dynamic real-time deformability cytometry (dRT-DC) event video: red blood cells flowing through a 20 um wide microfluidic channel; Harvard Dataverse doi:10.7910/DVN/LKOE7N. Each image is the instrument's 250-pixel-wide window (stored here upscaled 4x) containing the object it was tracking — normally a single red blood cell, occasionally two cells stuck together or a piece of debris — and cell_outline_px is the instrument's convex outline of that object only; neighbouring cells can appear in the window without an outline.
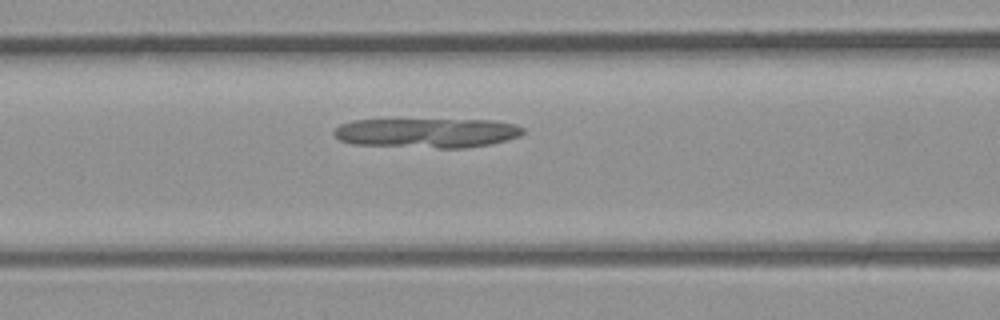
{"species": "common noctule bat (a hibernating species)", "species_latin": "Nyctalus noctula", "temperature_condition": "room temperature", "stored_images_in_passage": 27, "camera_frame_rate_fps": 3000, "um_per_image_px": 0.085, "animal": {"sex": "male", "body_mass_g": 23.1, "forearm_length_mm": 52.7}, "frame": {"image": 1, "passage_image": 6, "time_ms": 1.667, "image_size_px": [1000, 320], "cell_outline_px": [[524, 132], [520, 136], [492, 144], [464, 148], [436, 148], [352, 144], [340, 140], [332, 136], [332, 132], [340, 124], [352, 120], [496, 120], [512, 124], [524, 128]], "centroid_in_image_um": [36.27, 11.3], "position_along_channel_um": 130.3, "area_um2": 32.71}}
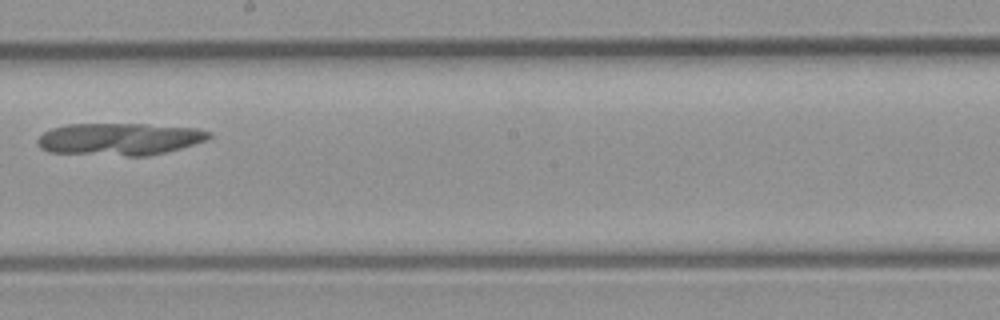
{"frame": {"image": 2, "passage_image": 12, "time_ms": 3.667, "image_size_px": [1000, 320], "cell_outline_px": [[212, 136], [208, 140], [180, 148], [148, 156], [124, 156], [48, 152], [40, 148], [36, 140], [44, 132], [52, 128], [68, 124], [144, 124], [196, 128], [212, 132]], "centroid_in_image_um": [10.16, 11.82], "position_along_channel_um": 238.0, "area_um2": 32.31}}
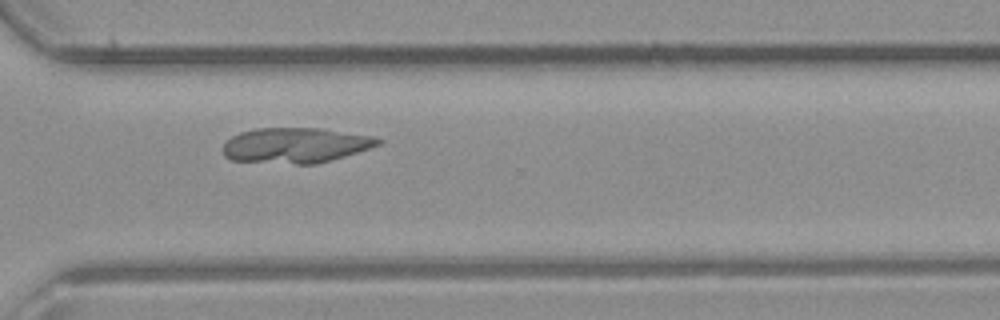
{"frame": {"image": 3, "passage_image": 18, "time_ms": 5.667, "image_size_px": [1000, 320], "cell_outline_px": [[384, 140], [380, 144], [332, 160], [316, 164], [296, 164], [232, 160], [224, 156], [220, 148], [232, 136], [240, 132], [256, 128], [324, 128], [372, 136]], "centroid_in_image_um": [25.09, 12.34], "position_along_channel_um": 345.5, "area_um2": 31.96}}